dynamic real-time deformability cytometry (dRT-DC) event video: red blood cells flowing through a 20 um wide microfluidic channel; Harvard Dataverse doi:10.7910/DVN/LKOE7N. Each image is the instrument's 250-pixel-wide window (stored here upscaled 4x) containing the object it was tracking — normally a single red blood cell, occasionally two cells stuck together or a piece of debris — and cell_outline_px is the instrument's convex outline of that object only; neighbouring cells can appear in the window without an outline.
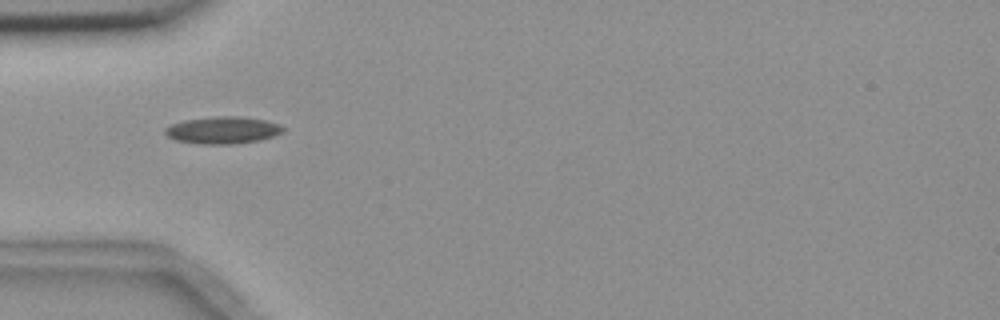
{"species": "common noctule bat (a hibernating species)", "species_latin": "Nyctalus noctula", "temperature_condition": "room temperature", "stored_images_in_passage": 3, "camera_frame_rate_fps": 3000, "um_per_image_px": 0.085, "animal": {"sex": "female", "body_mass_g": 18.4}, "frame": {"image": 1, "passage_image": 1, "time_ms": 0.0, "image_size_px": [1000, 320], "cell_outline_px": [[284, 132], [260, 140], [232, 144], [204, 144], [176, 140], [168, 136], [164, 132], [164, 128], [172, 124], [184, 120], [216, 116], [240, 116], [264, 120], [280, 124], [284, 128]], "centroid_in_image_um": [18.94, 11.06], "position_along_channel_um": 66.1, "area_um2": 18.55}}
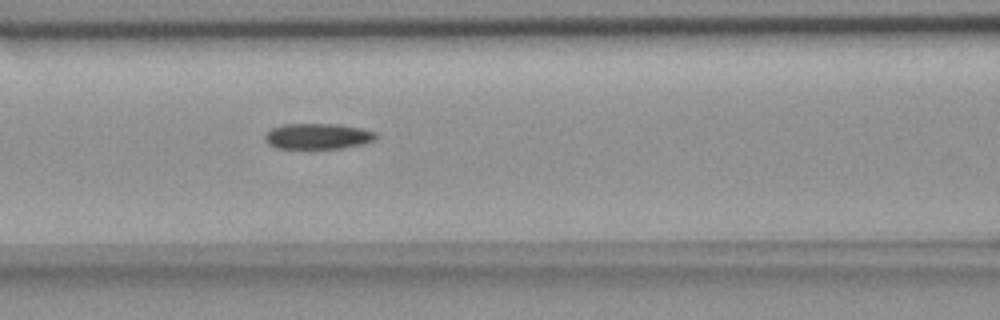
{"frame": {"image": 2, "passage_image": 3, "time_ms": 2.0, "image_size_px": [1000, 320], "cell_outline_px": [[380, 136], [376, 140], [364, 144], [340, 148], [276, 148], [268, 144], [264, 140], [264, 136], [272, 128], [284, 124], [336, 124], [360, 128], [376, 132]], "centroid_in_image_um": [27.05, 11.58], "position_along_channel_um": 139.6, "area_um2": 16.7}}